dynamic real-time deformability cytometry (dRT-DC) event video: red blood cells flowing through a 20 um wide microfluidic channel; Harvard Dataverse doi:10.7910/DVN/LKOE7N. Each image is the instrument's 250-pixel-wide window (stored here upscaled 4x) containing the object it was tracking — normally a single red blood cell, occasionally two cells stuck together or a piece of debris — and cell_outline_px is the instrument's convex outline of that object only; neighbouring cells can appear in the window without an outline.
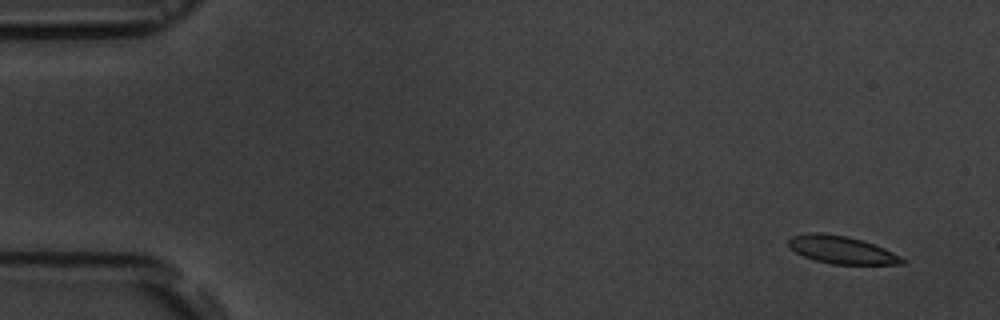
{"species": "common noctule bat (a hibernating species)", "species_latin": "Nyctalus noctula", "temperature_condition": "room temperature", "stored_images_in_passage": 4, "camera_frame_rate_fps": 3000, "um_per_image_px": 0.085, "animal": {"sex": "male", "body_mass_g": 19.5, "forearm_length_mm": 54.6}, "frame": {"image": 1, "passage_image": 1, "time_ms": 0.0, "image_size_px": [1000, 320], "cell_outline_px": [[904, 264], [832, 264], [816, 260], [804, 256], [796, 252], [788, 244], [788, 240], [792, 236], [808, 232], [820, 232], [848, 236], [884, 248], [900, 256], [904, 260]], "centroid_in_image_um": [71.51, 21.22], "position_along_channel_um": 13.5, "area_um2": 18.09}}
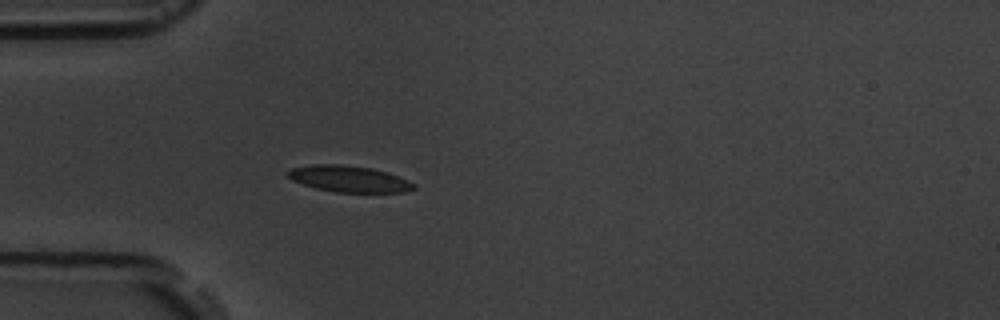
{"frame": {"image": 2, "passage_image": 4, "time_ms": 4.333, "image_size_px": [1000, 320], "cell_outline_px": [[416, 188], [404, 192], [336, 192], [316, 188], [292, 180], [284, 176], [284, 172], [292, 168], [312, 164], [344, 164], [372, 168], [408, 180], [416, 184]], "centroid_in_image_um": [29.61, 15.19], "position_along_channel_um": 55.4, "area_um2": 19.36}}